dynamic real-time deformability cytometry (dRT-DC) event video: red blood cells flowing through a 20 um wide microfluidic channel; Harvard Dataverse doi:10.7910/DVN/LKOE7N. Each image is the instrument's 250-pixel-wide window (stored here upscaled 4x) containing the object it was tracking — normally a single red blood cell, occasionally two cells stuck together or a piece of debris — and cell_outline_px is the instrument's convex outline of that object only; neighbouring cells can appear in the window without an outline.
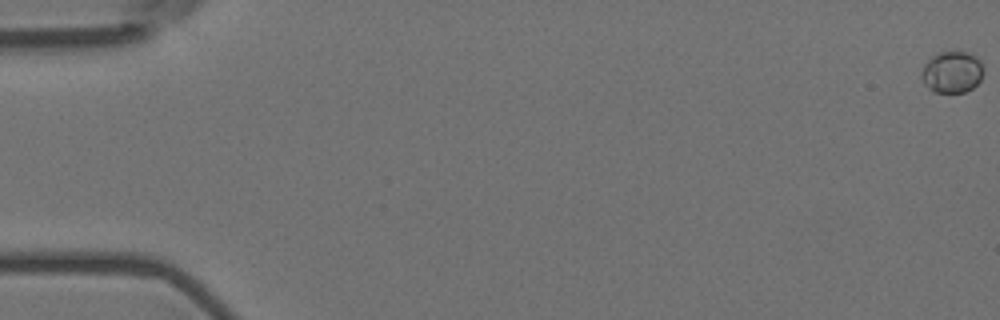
{"species": "Egyptian fruit bat (a non-hibernating species)", "species_latin": "Rousettus aegyptiacus", "temperature_condition": "room temperature", "stored_images_in_passage": 59, "camera_frame_rate_fps": 3000, "um_per_image_px": 0.085, "animal": {"sex": "female"}, "frame": {"image": 1, "passage_image": 1, "time_ms": 0.0, "image_size_px": [1000, 320], "cell_outline_px": [[984, 72], [980, 80], [972, 88], [964, 92], [932, 92], [924, 84], [920, 76], [920, 72], [924, 64], [932, 56], [940, 52], [968, 52], [976, 56], [980, 60], [984, 68]], "centroid_in_image_um": [80.91, 6.13], "position_along_channel_um": 4.1, "area_um2": 15.2}}
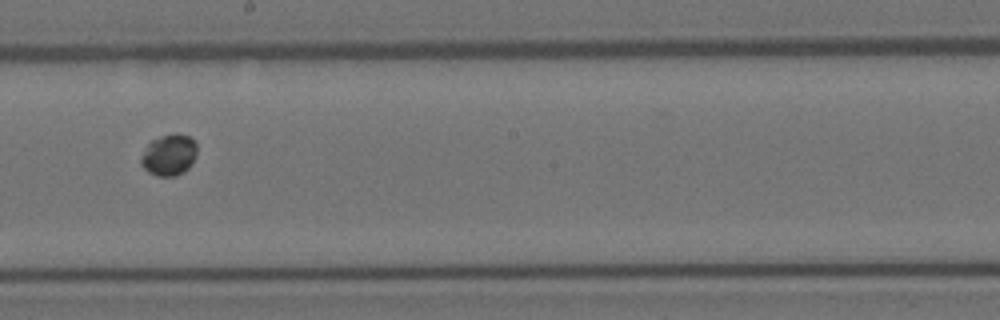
{"frame": {"image": 2, "passage_image": 34, "time_ms": 11.0, "image_size_px": [1000, 320], "cell_outline_px": [[196, 156], [192, 164], [184, 172], [176, 176], [156, 176], [148, 172], [140, 164], [140, 156], [148, 144], [152, 140], [160, 136], [188, 136], [196, 144]], "centroid_in_image_um": [14.34, 13.23], "position_along_channel_um": 233.9, "area_um2": 13.24}}
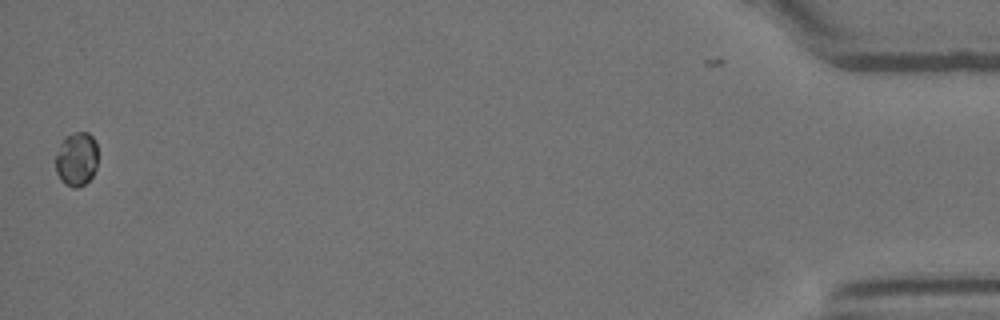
{"frame": {"image": 3, "passage_image": 58, "time_ms": 19.0, "image_size_px": [1000, 320], "cell_outline_px": [[96, 168], [92, 176], [84, 184], [76, 188], [72, 188], [64, 184], [60, 180], [56, 172], [56, 156], [60, 144], [64, 136], [76, 132], [88, 132], [96, 140]], "centroid_in_image_um": [6.49, 13.52], "position_along_channel_um": 428.7, "area_um2": 13.35}}